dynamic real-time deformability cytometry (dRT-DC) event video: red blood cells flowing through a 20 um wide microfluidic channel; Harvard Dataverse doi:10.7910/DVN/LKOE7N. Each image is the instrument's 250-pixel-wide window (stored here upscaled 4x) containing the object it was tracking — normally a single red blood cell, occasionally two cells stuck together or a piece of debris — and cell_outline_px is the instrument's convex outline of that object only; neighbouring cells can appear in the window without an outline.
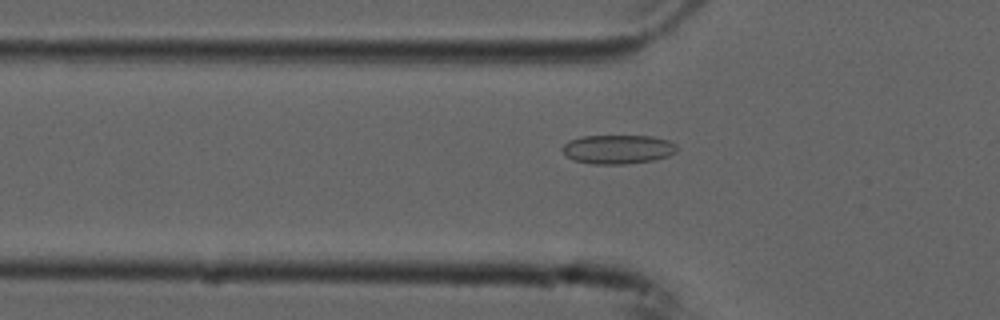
{"species": "common noctule bat (a hibernating species)", "species_latin": "Nyctalus noctula", "temperature_condition": "cold", "stored_images_in_passage": 55, "camera_frame_rate_fps": 3000, "um_per_image_px": 0.085, "animal": {"sex": "male", "forearm_length_mm": 52.5}, "frame": {"image": 1, "passage_image": 18, "time_ms": 5.667, "image_size_px": [1000, 320], "cell_outline_px": [[676, 152], [668, 156], [656, 160], [624, 164], [592, 164], [572, 160], [560, 148], [568, 140], [580, 136], [652, 136], [668, 140], [676, 144]], "centroid_in_image_um": [52.51, 12.69], "position_along_channel_um": 73.3, "area_um2": 19.54}}
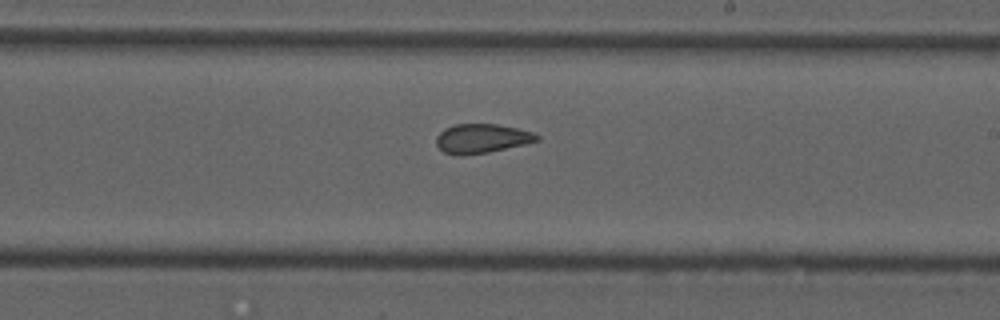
{"frame": {"image": 2, "passage_image": 32, "time_ms": 10.333, "image_size_px": [1000, 320], "cell_outline_px": [[540, 140], [524, 144], [488, 152], [460, 156], [456, 156], [444, 152], [436, 144], [436, 136], [444, 128], [456, 124], [496, 124], [536, 132], [540, 136]], "centroid_in_image_um": [40.95, 11.77], "position_along_channel_um": 248.1, "area_um2": 17.22}}
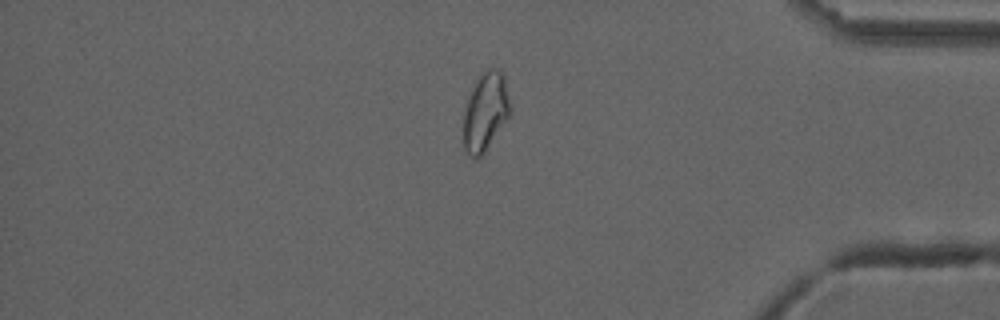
{"frame": {"image": 3, "passage_image": 46, "time_ms": 15.0, "image_size_px": [1000, 320], "cell_outline_px": [[512, 108], [508, 116], [484, 152], [476, 160], [464, 148], [464, 108], [476, 80], [480, 72], [488, 68], [500, 68], [504, 76]], "centroid_in_image_um": [41.27, 9.43], "position_along_channel_um": 393.9, "area_um2": 21.15}, "authors_computed_cell_mechanics": {"area_um2": 19.4786, "velocity_mm_per_s": 3.7417, "shape_relaxation_time_tau1_ms": null, "shape_relaxation_time_tau2_ms": 1.5956, "deformation_change_tau1": null, "deformation_change_tau2": 0.0687}}